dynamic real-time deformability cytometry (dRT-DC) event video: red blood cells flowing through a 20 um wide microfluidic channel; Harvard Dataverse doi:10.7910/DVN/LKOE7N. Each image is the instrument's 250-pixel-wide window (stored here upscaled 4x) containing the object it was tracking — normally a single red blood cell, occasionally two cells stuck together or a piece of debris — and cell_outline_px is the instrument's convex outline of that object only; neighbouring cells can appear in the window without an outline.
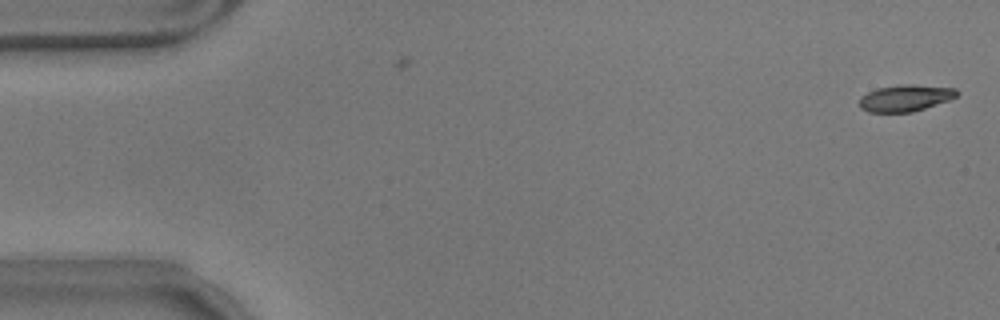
{"species": "common noctule bat (a hibernating species)", "species_latin": "Nyctalus noctula", "temperature_condition": "warm", "stored_images_in_passage": 3, "camera_frame_rate_fps": 3000, "um_per_image_px": 0.085, "animal": {"sex": "male", "body_mass_g": 17.9}, "frame": {"image": 1, "passage_image": 1, "time_ms": 0.0, "image_size_px": [1000, 320], "cell_outline_px": [[960, 92], [956, 96], [948, 100], [912, 112], [868, 112], [860, 108], [860, 96], [876, 88], [900, 84], [912, 84], [956, 88]], "centroid_in_image_um": [76.94, 8.32], "position_along_channel_um": 8.1, "area_um2": 15.14}}